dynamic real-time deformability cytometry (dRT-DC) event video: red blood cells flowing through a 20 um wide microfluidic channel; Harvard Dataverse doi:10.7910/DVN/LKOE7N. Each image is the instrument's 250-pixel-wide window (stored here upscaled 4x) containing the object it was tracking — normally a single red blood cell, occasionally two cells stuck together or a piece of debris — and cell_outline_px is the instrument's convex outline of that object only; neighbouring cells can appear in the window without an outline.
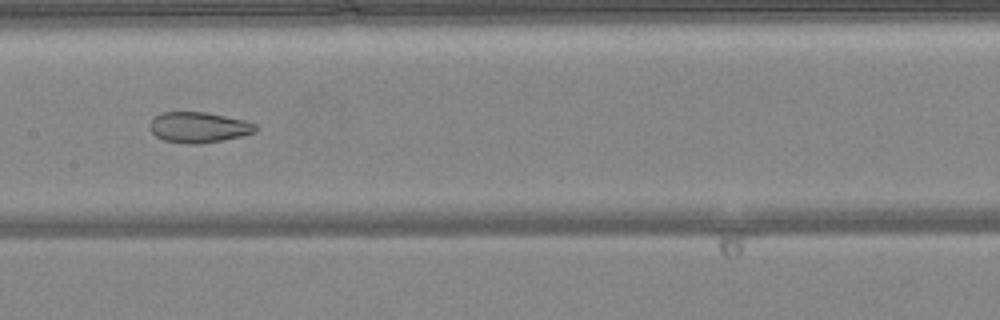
{"species": "common noctule bat (a hibernating species)", "species_latin": "Nyctalus noctula", "temperature_condition": "warm", "stored_images_in_passage": 49, "camera_frame_rate_fps": 3000, "um_per_image_px": 0.085, "animal": {"sex": "female", "body_mass_g": 24.6, "forearm_length_mm": 56.2}, "frame": {"image": 1, "passage_image": 25, "time_ms": 8.0, "image_size_px": [1000, 320], "cell_outline_px": [[256, 132], [244, 136], [200, 144], [188, 144], [164, 140], [156, 136], [152, 132], [148, 124], [160, 112], [204, 112], [244, 120], [256, 124]], "centroid_in_image_um": [16.89, 10.83], "position_along_channel_um": 190.5, "area_um2": 18.84}}
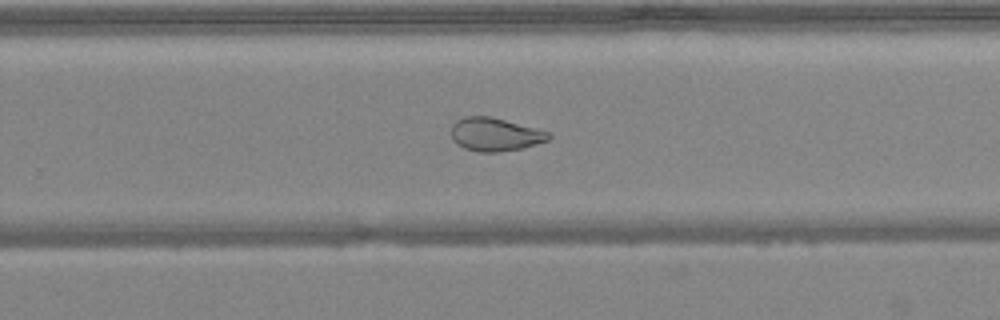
{"frame": {"image": 2, "passage_image": 32, "time_ms": 10.333, "image_size_px": [1000, 320], "cell_outline_px": [[552, 136], [548, 140], [536, 144], [520, 148], [500, 152], [480, 152], [464, 148], [456, 144], [452, 140], [452, 124], [456, 120], [464, 116], [492, 116], [552, 132]], "centroid_in_image_um": [42.09, 11.41], "position_along_channel_um": 287.7, "area_um2": 19.13}}
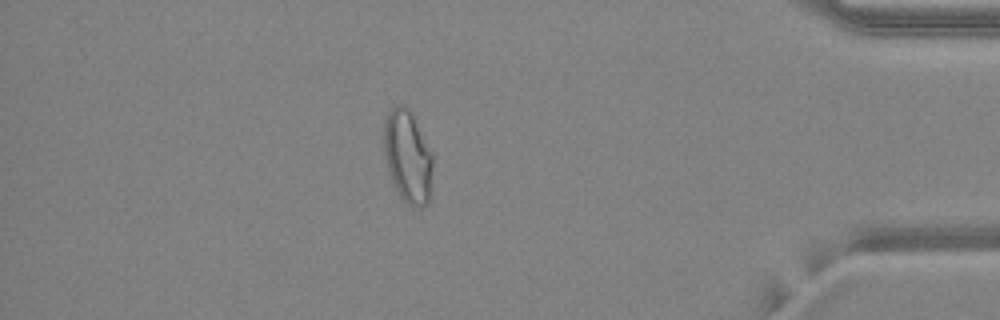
{"frame": {"image": 3, "passage_image": 43, "time_ms": 14.0, "image_size_px": [1000, 320], "cell_outline_px": [[432, 164], [428, 200], [424, 204], [408, 204], [400, 196], [392, 180], [384, 160], [384, 124], [388, 112], [396, 104], [404, 104], [412, 112], [432, 152]], "centroid_in_image_um": [34.63, 13.21], "position_along_channel_um": 400.6, "area_um2": 25.95}, "authors_computed_cell_mechanics": {"area_um2": 24.7384, "velocity_mm_per_s": 4.188, "shape_relaxation_time_tau1_ms": null, "shape_relaxation_time_tau2_ms": 1.1117, "deformation_change_tau1": null, "deformation_change_tau2": 0.0677}}